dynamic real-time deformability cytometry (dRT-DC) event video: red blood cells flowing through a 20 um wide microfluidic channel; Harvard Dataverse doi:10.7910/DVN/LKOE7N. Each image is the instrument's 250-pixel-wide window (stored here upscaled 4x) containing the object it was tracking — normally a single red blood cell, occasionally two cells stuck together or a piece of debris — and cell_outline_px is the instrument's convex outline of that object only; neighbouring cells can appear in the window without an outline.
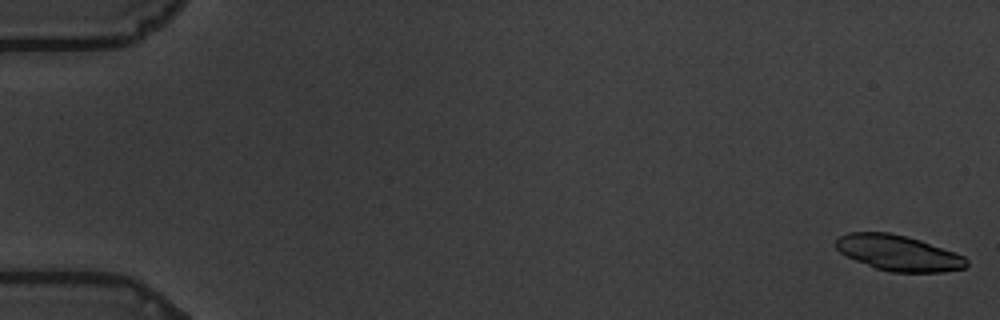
{"species": "common noctule bat (a hibernating species)", "species_latin": "Nyctalus noctula", "temperature_condition": "warm", "stored_images_in_passage": 59, "camera_frame_rate_fps": 3000, "um_per_image_px": 0.085, "animal": {"sex": "male", "body_mass_g": 19.5, "forearm_length_mm": 54.6}, "frame": {"image": 1, "passage_image": 1, "time_ms": 0.0, "image_size_px": [1000, 320], "cell_outline_px": [[968, 264], [964, 268], [944, 272], [892, 272], [876, 268], [856, 260], [840, 252], [836, 248], [836, 240], [840, 236], [848, 232], [888, 232], [920, 240], [964, 256], [968, 260]], "centroid_in_image_um": [76.37, 21.5], "position_along_channel_um": 8.6, "area_um2": 26.76}}
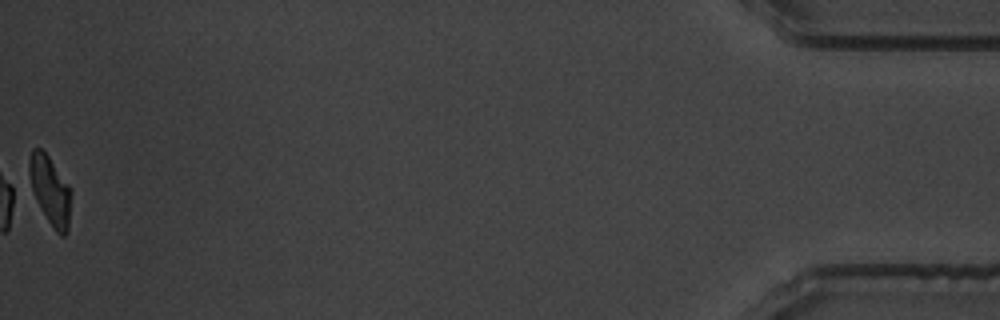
{"frame": {"image": 2, "passage_image": 59, "time_ms": 19.333, "image_size_px": [1000, 320], "cell_outline_px": [[72, 192], [68, 232], [64, 236], [60, 236], [56, 232], [40, 208], [28, 188], [28, 160], [32, 148], [40, 148], [48, 156], [72, 188]], "centroid_in_image_um": [4.24, 16.19], "position_along_channel_um": 431.0, "area_um2": 17.46}, "authors_computed_cell_mechanics": {"area_um2": 18.9584, "velocity_mm_per_s": 3.5143, "shape_relaxation_time_tau1_ms": 3.5949, "shape_relaxation_time_tau2_ms": 5.0614, "deformation_change_tau1": 0.157, "deformation_change_tau2": 0.1273}}